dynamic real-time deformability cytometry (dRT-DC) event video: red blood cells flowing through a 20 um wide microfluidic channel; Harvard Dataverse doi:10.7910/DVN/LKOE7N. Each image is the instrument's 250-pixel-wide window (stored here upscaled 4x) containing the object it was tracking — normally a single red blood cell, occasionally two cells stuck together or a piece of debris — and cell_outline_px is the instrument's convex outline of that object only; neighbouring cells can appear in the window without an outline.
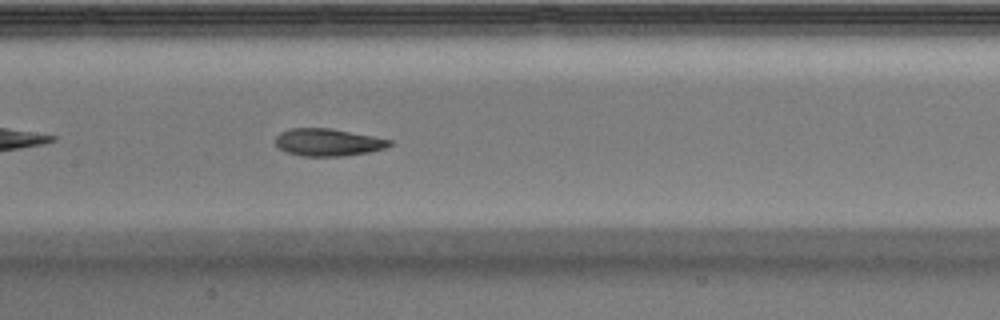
{"species": "Egyptian fruit bat (a non-hibernating species)", "species_latin": "Rousettus aegyptiacus", "temperature_condition": "warm", "stored_images_in_passage": 37, "camera_frame_rate_fps": 3000, "um_per_image_px": 0.085, "animal": {"sex": "male"}, "frame": {"image": 1, "passage_image": 11, "time_ms": 3.333, "image_size_px": [1000, 320], "cell_outline_px": [[392, 144], [384, 148], [368, 152], [344, 156], [300, 156], [288, 152], [280, 148], [276, 144], [276, 136], [280, 132], [288, 128], [332, 128], [392, 140]], "centroid_in_image_um": [27.86, 12.09], "position_along_channel_um": 179.5, "area_um2": 18.15}, "authors_computed_cell_mechanics": {"area_um2": 19.1318, "velocity_mm_per_s": 3.9407, "shape_relaxation_time_tau1_ms": 8.2332, "shape_relaxation_time_tau2_ms": 2.4526, "deformation_change_tau1": 0.2506, "deformation_change_tau2": 0.0994}}